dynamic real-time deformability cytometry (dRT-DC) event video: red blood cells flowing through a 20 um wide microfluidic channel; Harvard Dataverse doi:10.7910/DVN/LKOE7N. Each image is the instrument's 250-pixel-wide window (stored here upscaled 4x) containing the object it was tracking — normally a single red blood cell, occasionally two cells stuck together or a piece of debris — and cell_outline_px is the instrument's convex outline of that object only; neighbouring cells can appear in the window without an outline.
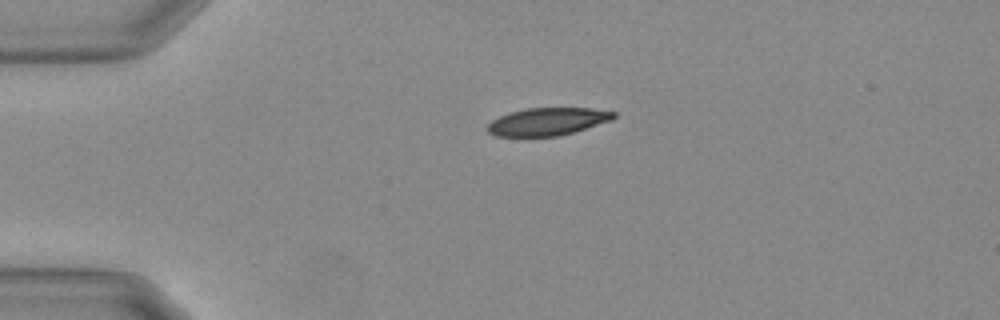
{"species": "Egyptian fruit bat (a non-hibernating species)", "species_latin": "Rousettus aegyptiacus", "temperature_condition": "warm", "stored_images_in_passage": 6, "camera_frame_rate_fps": 3000, "um_per_image_px": 0.085, "animal": {"sex": "female"}, "frame": {"image": 1, "passage_image": 1, "time_ms": 0.0, "image_size_px": [1000, 320], "cell_outline_px": [[616, 116], [612, 120], [560, 136], [496, 136], [488, 132], [484, 128], [492, 120], [508, 112], [524, 108], [592, 108], [616, 112]], "centroid_in_image_um": [46.52, 10.33], "position_along_channel_um": 38.5, "area_um2": 20.46}}